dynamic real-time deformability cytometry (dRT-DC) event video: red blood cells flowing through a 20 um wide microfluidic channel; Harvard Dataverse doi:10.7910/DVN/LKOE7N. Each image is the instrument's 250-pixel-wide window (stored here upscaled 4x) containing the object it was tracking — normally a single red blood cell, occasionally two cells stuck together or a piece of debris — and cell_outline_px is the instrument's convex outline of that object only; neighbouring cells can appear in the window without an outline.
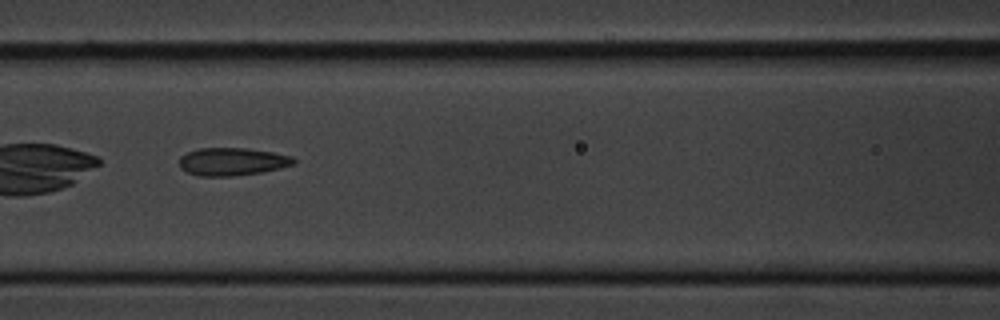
{"species": "common noctule bat (a hibernating species)", "species_latin": "Nyctalus noctula", "temperature_condition": "cold", "stored_images_in_passage": 15, "camera_frame_rate_fps": 3000, "um_per_image_px": 0.085, "animal": {"sex": "male", "body_mass_g": 20.1, "forearm_length_mm": 53.5}, "frame": {"image": 1, "passage_image": 7, "time_ms": 7.667, "image_size_px": [1000, 320], "cell_outline_px": [[296, 164], [280, 168], [260, 172], [232, 176], [200, 176], [188, 172], [180, 168], [180, 156], [188, 152], [200, 148], [248, 148], [272, 152], [292, 156], [296, 160]], "centroid_in_image_um": [19.76, 13.73], "position_along_channel_um": 146.8, "area_um2": 18.5}}
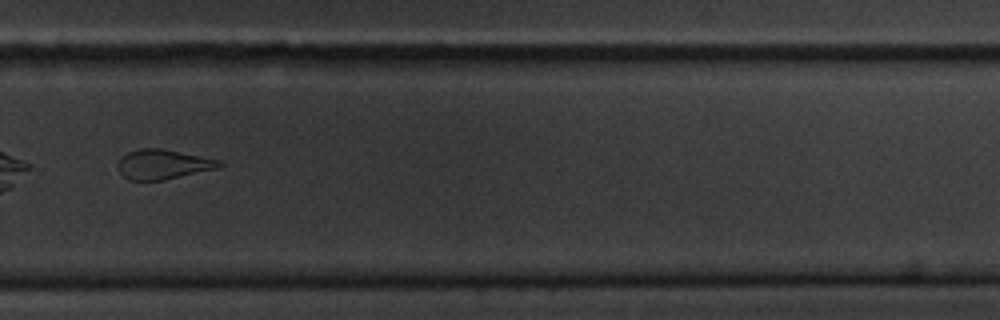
{"frame": {"image": 2, "passage_image": 11, "time_ms": 12.333, "image_size_px": [1000, 320], "cell_outline_px": [[224, 164], [220, 168], [164, 180], [128, 180], [120, 172], [116, 164], [120, 156], [128, 152], [140, 148], [160, 148], [220, 160]], "centroid_in_image_um": [13.84, 13.97], "position_along_channel_um": 316.0, "area_um2": 17.69}}
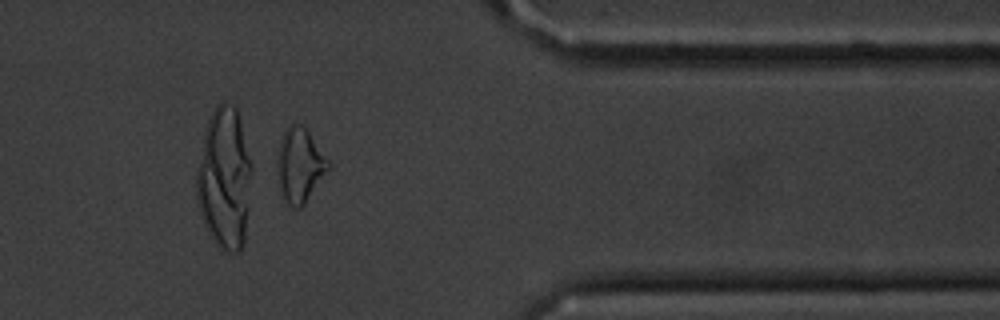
{"frame": {"image": 3, "passage_image": 13, "time_ms": 14.667, "image_size_px": [1000, 320], "cell_outline_px": [[332, 164], [304, 204], [300, 208], [292, 208], [284, 200], [280, 188], [276, 160], [280, 140], [284, 132], [292, 124], [300, 124], [308, 132]], "centroid_in_image_um": [25.47, 14.06], "position_along_channel_um": 385.9, "area_um2": 21.73}, "authors_computed_cell_mechanics": {"area_um2": 18.8428, "velocity_mm_per_s": 3.6327, "shape_relaxation_time_tau1_ms": 5.7961, "shape_relaxation_time_tau2_ms": 1.7247, "deformation_change_tau1": 0.1246, "deformation_change_tau2": 0.082}}